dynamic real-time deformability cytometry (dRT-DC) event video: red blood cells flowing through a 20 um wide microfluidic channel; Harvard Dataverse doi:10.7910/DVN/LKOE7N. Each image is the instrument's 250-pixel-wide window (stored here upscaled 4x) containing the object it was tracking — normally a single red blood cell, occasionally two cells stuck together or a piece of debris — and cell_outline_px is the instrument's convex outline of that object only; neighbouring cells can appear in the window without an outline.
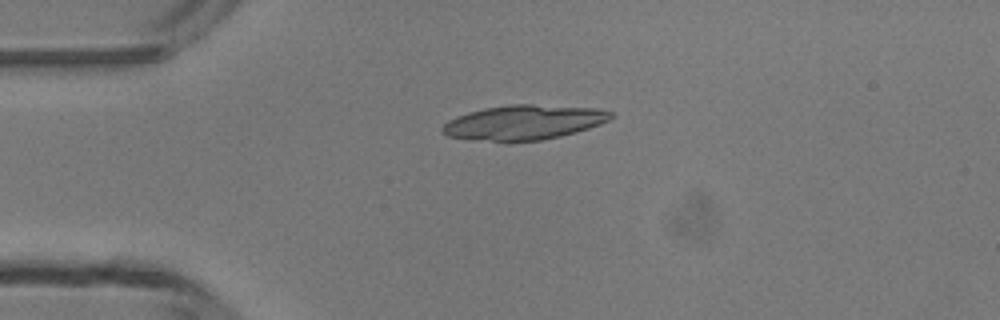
{"species": "common noctule bat (a hibernating species)", "species_latin": "Nyctalus noctula", "temperature_condition": "room temperature", "stored_images_in_passage": 5, "camera_frame_rate_fps": 3000, "um_per_image_px": 0.085, "animal": {"sex": "male", "body_mass_g": 13.3}, "frame": {"image": 1, "passage_image": 5, "time_ms": 4.667, "image_size_px": [1000, 320], "cell_outline_px": [[616, 116], [600, 124], [576, 132], [560, 136], [540, 140], [508, 144], [472, 140], [448, 136], [440, 132], [440, 128], [448, 120], [456, 116], [468, 112], [484, 108], [508, 104], [532, 104], [596, 108], [612, 112]], "centroid_in_image_um": [44.46, 10.43], "position_along_channel_um": 40.5, "area_um2": 34.91}}